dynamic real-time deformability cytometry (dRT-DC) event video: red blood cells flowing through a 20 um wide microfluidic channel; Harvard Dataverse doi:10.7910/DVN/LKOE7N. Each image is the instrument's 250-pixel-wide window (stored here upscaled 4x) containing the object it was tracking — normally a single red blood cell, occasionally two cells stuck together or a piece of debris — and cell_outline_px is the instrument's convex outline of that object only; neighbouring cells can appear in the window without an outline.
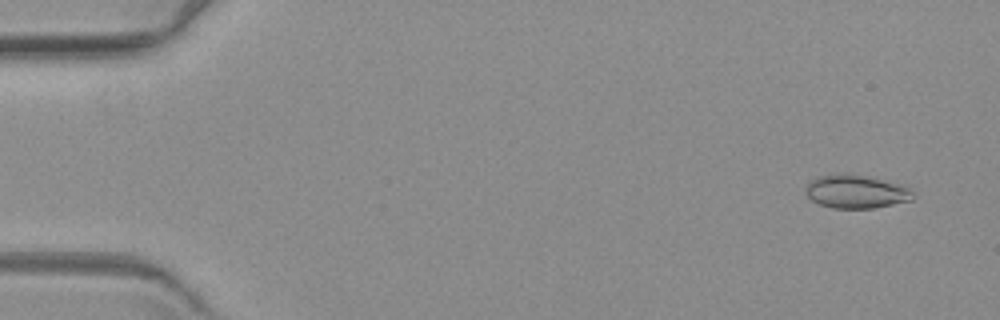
{"species": "common noctule bat (a hibernating species)", "species_latin": "Nyctalus noctula", "temperature_condition": "warm", "stored_images_in_passage": 4, "camera_frame_rate_fps": 3000, "um_per_image_px": 0.085, "animal": {"sex": "female", "body_mass_g": 19.3, "forearm_length_mm": 54.1}, "frame": {"image": 1, "passage_image": 1, "time_ms": 0.0, "image_size_px": [1000, 320], "cell_outline_px": [[912, 200], [872, 208], [832, 208], [820, 204], [812, 200], [804, 192], [804, 188], [816, 176], [844, 172], [864, 176], [896, 184], [908, 188], [912, 192]], "centroid_in_image_um": [72.67, 16.28], "position_along_channel_um": 12.3, "area_um2": 20.58}}